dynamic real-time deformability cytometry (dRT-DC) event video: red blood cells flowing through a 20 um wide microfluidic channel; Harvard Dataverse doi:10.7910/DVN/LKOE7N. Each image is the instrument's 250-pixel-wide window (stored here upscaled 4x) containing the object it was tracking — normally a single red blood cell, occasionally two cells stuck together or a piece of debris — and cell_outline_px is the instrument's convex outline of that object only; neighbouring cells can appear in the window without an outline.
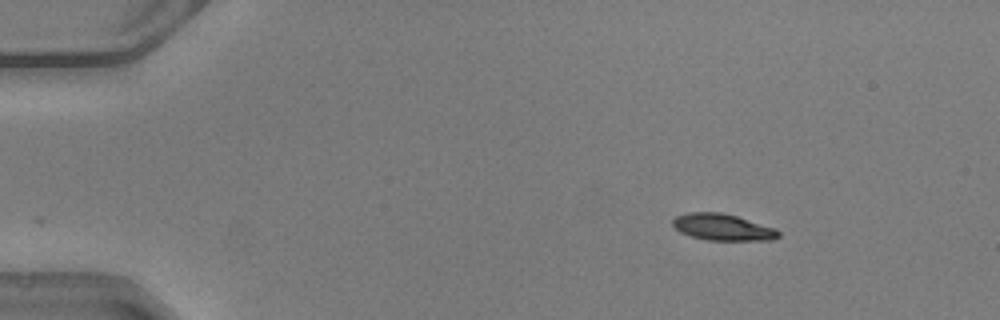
{"species": "common noctule bat (a hibernating species)", "species_latin": "Nyctalus noctula", "temperature_condition": "warm", "stored_images_in_passage": 44, "camera_frame_rate_fps": 3000, "um_per_image_px": 0.085, "animal": {"sex": "male", "body_mass_g": 20.5, "forearm_length_mm": 52.5}, "frame": {"image": 1, "passage_image": 1, "time_ms": 0.0, "image_size_px": [1000, 320], "cell_outline_px": [[780, 236], [772, 240], [708, 240], [692, 236], [680, 232], [672, 224], [672, 220], [676, 216], [688, 212], [720, 212], [736, 216], [776, 228], [780, 232]], "centroid_in_image_um": [61.44, 19.31], "position_along_channel_um": 23.6, "area_um2": 16.3}}
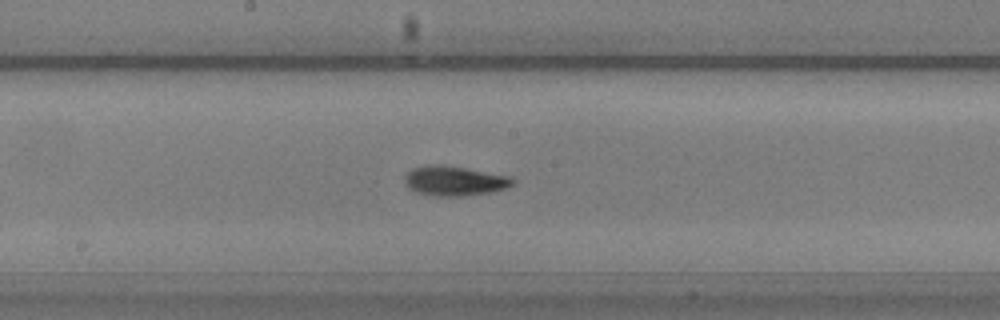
{"frame": {"image": 2, "passage_image": 21, "time_ms": 6.667, "image_size_px": [1000, 320], "cell_outline_px": [[516, 180], [508, 188], [492, 192], [460, 196], [432, 196], [416, 192], [408, 188], [404, 184], [404, 176], [412, 168], [424, 164], [440, 164], [464, 168], [508, 176]], "centroid_in_image_um": [38.57, 15.37], "position_along_channel_um": 209.6, "area_um2": 18.84}}
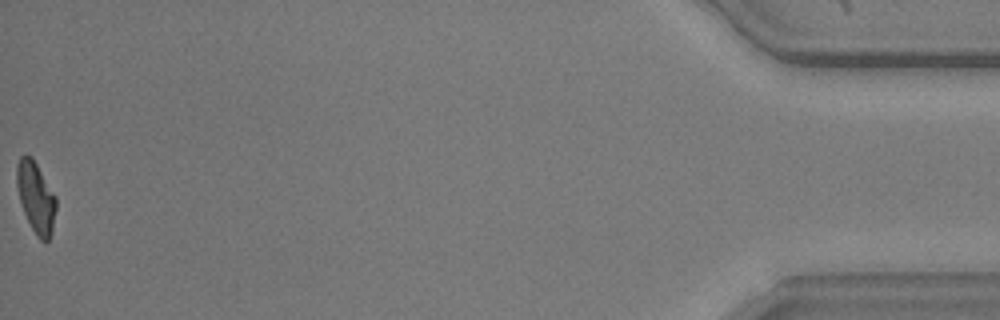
{"frame": {"image": 3, "passage_image": 44, "time_ms": 14.333, "image_size_px": [1000, 320], "cell_outline_px": [[56, 208], [52, 232], [48, 240], [44, 244], [36, 236], [24, 212], [20, 200], [16, 184], [16, 164], [20, 156], [32, 156], [56, 196]], "centroid_in_image_um": [3.05, 16.78], "position_along_channel_um": 432.1, "area_um2": 16.3}, "authors_computed_cell_mechanics": {"area_um2": 17.1666, "velocity_mm_per_s": 4.1248, "shape_relaxation_time_tau1_ms": 3.7207, "shape_relaxation_time_tau2_ms": 3.073, "deformation_change_tau1": 0.1707, "deformation_change_tau2": 0.0812}}